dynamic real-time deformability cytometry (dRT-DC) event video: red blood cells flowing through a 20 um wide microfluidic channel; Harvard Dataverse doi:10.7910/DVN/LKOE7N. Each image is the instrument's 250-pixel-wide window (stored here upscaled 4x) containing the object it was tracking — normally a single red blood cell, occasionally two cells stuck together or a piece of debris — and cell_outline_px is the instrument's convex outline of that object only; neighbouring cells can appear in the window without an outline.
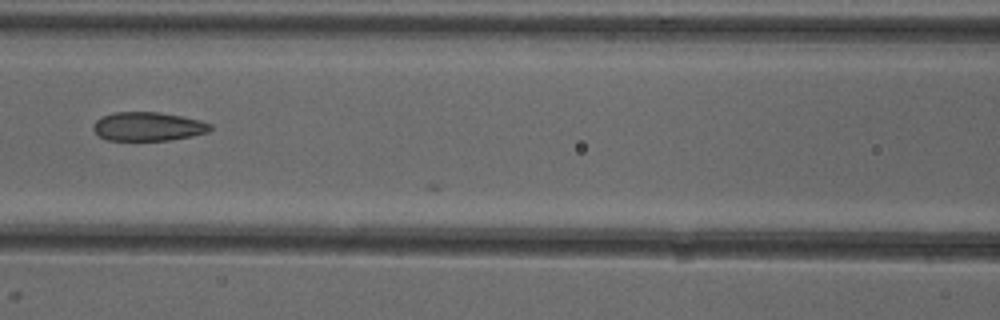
{"species": "common noctule bat (a hibernating species)", "species_latin": "Nyctalus noctula", "temperature_condition": "cold", "stored_images_in_passage": 3, "camera_frame_rate_fps": 3000, "um_per_image_px": 0.085, "animal": {"sex": "female"}, "frame": {"image": 1, "passage_image": 3, "time_ms": 2.0, "image_size_px": [1000, 320], "cell_outline_px": [[212, 128], [208, 132], [192, 136], [168, 140], [108, 140], [100, 136], [92, 128], [92, 124], [100, 116], [116, 112], [160, 112], [200, 120], [212, 124]], "centroid_in_image_um": [12.57, 10.74], "position_along_channel_um": 154.0, "area_um2": 19.65}}